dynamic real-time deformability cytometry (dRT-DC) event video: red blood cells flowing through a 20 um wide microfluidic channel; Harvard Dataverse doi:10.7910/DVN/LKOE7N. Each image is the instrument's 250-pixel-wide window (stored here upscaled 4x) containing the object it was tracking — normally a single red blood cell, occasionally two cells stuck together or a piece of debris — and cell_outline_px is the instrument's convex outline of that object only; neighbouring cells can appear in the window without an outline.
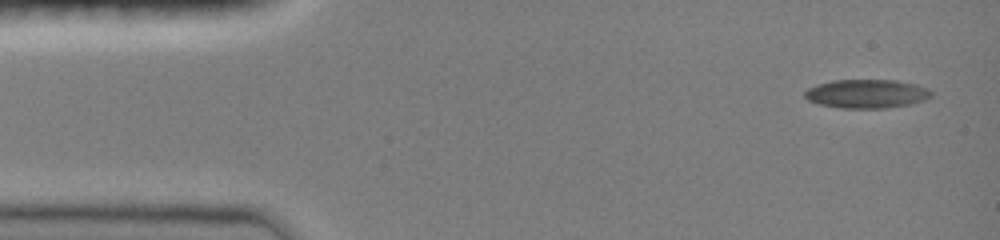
{"species": "common noctule bat (a hibernating species)", "species_latin": "Nyctalus noctula", "temperature_condition": "room temperature", "stored_images_in_passage": 11, "camera_frame_rate_fps": 3000, "um_per_image_px": 0.085, "animal": {"sex": "female", "body_mass_g": 19.0, "forearm_length_mm": 51.5}, "frame": {"image": 1, "passage_image": 1, "time_ms": 0.0, "image_size_px": [1000, 240], "cell_outline_px": [[932, 96], [924, 100], [912, 104], [884, 108], [840, 108], [820, 104], [808, 100], [804, 96], [804, 92], [808, 88], [816, 84], [832, 80], [896, 80], [916, 84], [928, 88], [932, 92]], "centroid_in_image_um": [73.67, 7.96], "position_along_channel_um": 11.3, "area_um2": 21.33}}
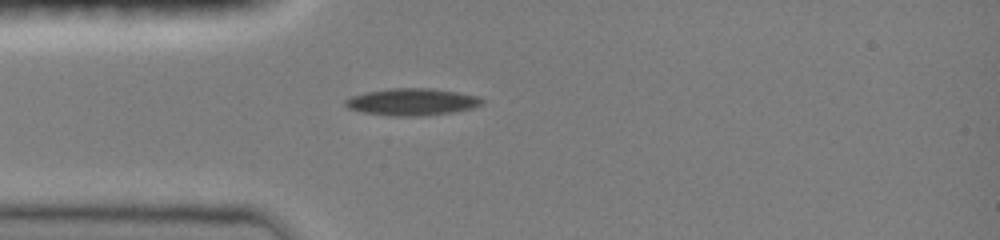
{"frame": {"image": 2, "passage_image": 7, "time_ms": 3.333, "image_size_px": [1000, 240], "cell_outline_px": [[484, 104], [472, 108], [452, 112], [420, 116], [396, 116], [364, 112], [348, 108], [344, 104], [344, 100], [352, 96], [364, 92], [388, 88], [432, 88], [480, 96], [484, 100]], "centroid_in_image_um": [35.04, 8.65], "position_along_channel_um": 50.0, "area_um2": 21.56}}
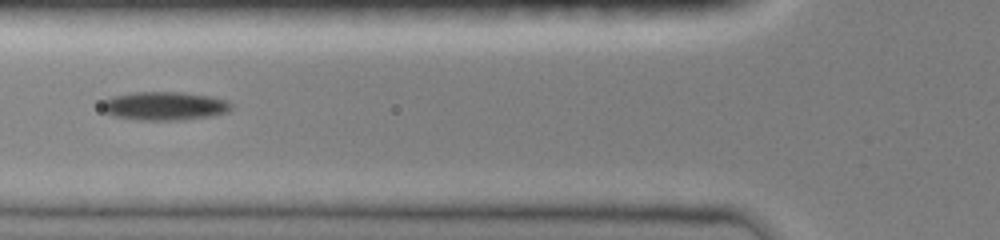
{"frame": {"image": 3, "passage_image": 10, "time_ms": 5.0, "image_size_px": [1000, 240], "cell_outline_px": [[232, 108], [228, 112], [212, 116], [184, 120], [140, 120], [112, 116], [100, 112], [100, 100], [112, 96], [132, 92], [184, 92], [212, 96], [228, 100], [232, 104]], "centroid_in_image_um": [13.93, 9.0], "position_along_channel_um": 111.9, "area_um2": 22.2}}